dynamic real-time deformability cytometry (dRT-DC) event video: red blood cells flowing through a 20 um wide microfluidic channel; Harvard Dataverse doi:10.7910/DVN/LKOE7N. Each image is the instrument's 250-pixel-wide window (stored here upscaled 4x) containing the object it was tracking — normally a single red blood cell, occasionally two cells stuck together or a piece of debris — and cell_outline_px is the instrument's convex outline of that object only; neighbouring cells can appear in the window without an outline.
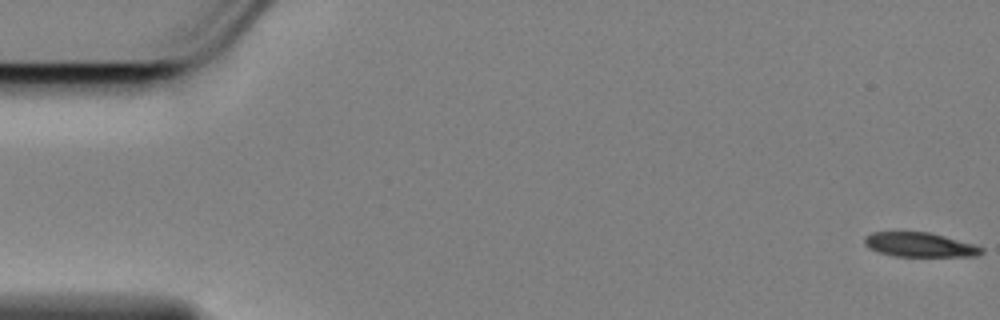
{"species": "Egyptian fruit bat (a non-hibernating species)", "species_latin": "Rousettus aegyptiacus", "temperature_condition": "cold", "stored_images_in_passage": 58, "camera_frame_rate_fps": 3000, "um_per_image_px": 0.085, "animal": {"sex": "female"}, "frame": {"image": 1, "passage_image": 1, "time_ms": 0.0, "image_size_px": [1000, 320], "cell_outline_px": [[984, 252], [980, 256], [896, 256], [880, 252], [868, 248], [864, 244], [864, 236], [872, 232], [928, 232], [976, 244], [984, 248]], "centroid_in_image_um": [78.21, 20.8], "position_along_channel_um": 6.8, "area_um2": 16.7}}
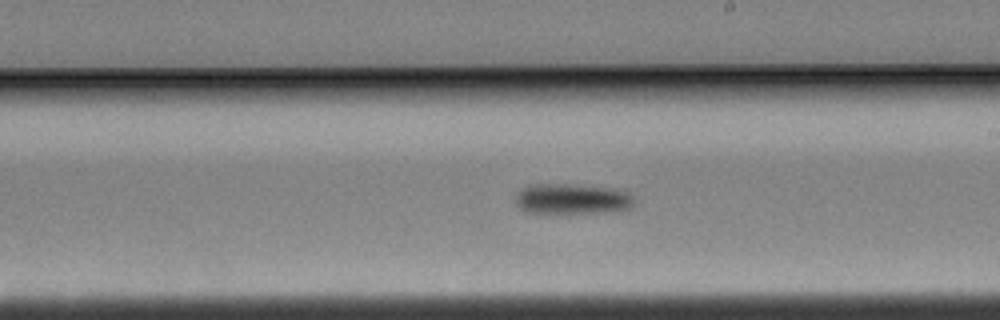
{"frame": {"image": 2, "passage_image": 33, "time_ms": 10.667, "image_size_px": [1000, 320], "cell_outline_px": [[632, 204], [628, 208], [612, 212], [528, 212], [520, 208], [516, 204], [516, 196], [524, 188], [532, 184], [568, 184], [604, 188], [624, 192], [632, 196]], "centroid_in_image_um": [48.58, 16.91], "position_along_channel_um": 240.4, "area_um2": 20.23}}
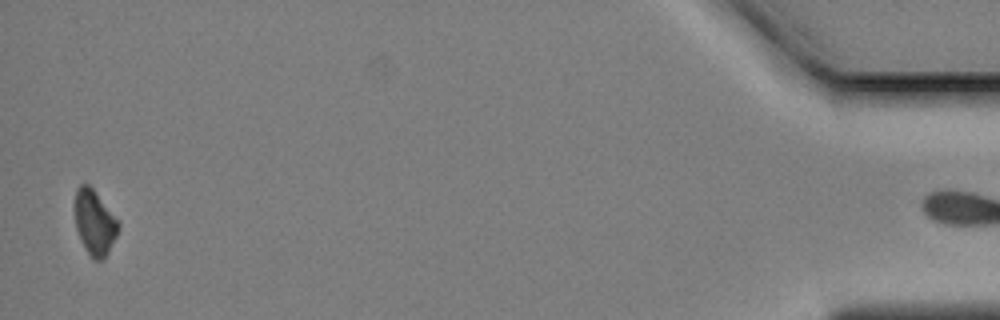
{"frame": {"image": 3, "passage_image": 57, "time_ms": 18.667, "image_size_px": [1000, 320], "cell_outline_px": [[120, 224], [116, 236], [104, 260], [92, 260], [84, 248], [80, 240], [76, 228], [76, 188], [80, 184], [88, 184], [92, 188]], "centroid_in_image_um": [8.03, 18.97], "position_along_channel_um": 427.2, "area_um2": 16.13}}